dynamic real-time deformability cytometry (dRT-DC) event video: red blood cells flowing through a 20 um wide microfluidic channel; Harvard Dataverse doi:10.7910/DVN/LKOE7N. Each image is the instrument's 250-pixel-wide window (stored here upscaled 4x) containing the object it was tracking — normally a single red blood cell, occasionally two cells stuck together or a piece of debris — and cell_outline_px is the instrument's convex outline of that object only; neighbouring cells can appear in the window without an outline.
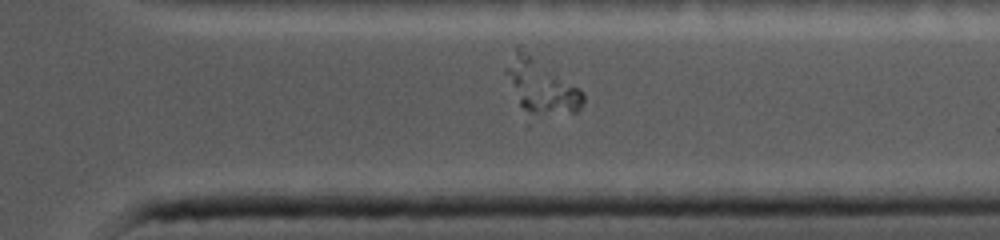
{"species": "common noctule bat (a hibernating species)", "species_latin": "Nyctalus noctula", "temperature_condition": "cold", "stored_images_in_passage": 28, "segment_of_instrument_passage": [2, 2], "camera_frame_rate_fps": 5000, "um_per_image_px": 0.085, "animal": {"sex": "female", "body_mass_g": 19.0, "forearm_length_mm": 56.7}, "frame": {"image": 1, "passage_image": 21, "time_ms": 8.8, "image_size_px": [1000, 240], "cell_outline_px": [[584, 104], [576, 112], [532, 112], [524, 108], [520, 104], [520, 100], [524, 96], [552, 80], [556, 80], [576, 88], [584, 92]], "centroid_in_image_um": [47.08, 8.38], "position_along_channel_um": 364.3, "area_um2": 10.98}}
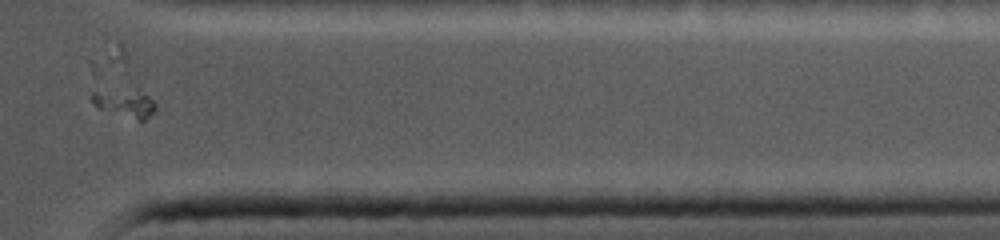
{"frame": {"image": 2, "passage_image": 23, "time_ms": 9.8, "image_size_px": [1000, 240], "cell_outline_px": [[156, 108], [144, 120], [140, 120], [100, 108], [92, 100], [92, 92], [140, 84], [156, 104]], "centroid_in_image_um": [10.71, 8.62], "position_along_channel_um": 400.7, "area_um2": 10.92}}
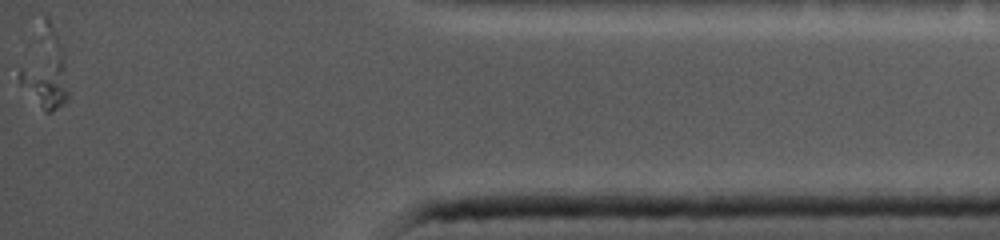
{"frame": {"image": 3, "passage_image": 28, "time_ms": 11.6, "image_size_px": [1000, 240], "cell_outline_px": [[68, 96], [64, 104], [52, 112], [44, 112], [20, 84], [20, 68], [40, 12], [48, 16], [56, 36], [60, 48], [68, 92]], "centroid_in_image_um": [3.77, 5.77], "position_along_channel_um": 431.4, "area_um2": 22.37}}